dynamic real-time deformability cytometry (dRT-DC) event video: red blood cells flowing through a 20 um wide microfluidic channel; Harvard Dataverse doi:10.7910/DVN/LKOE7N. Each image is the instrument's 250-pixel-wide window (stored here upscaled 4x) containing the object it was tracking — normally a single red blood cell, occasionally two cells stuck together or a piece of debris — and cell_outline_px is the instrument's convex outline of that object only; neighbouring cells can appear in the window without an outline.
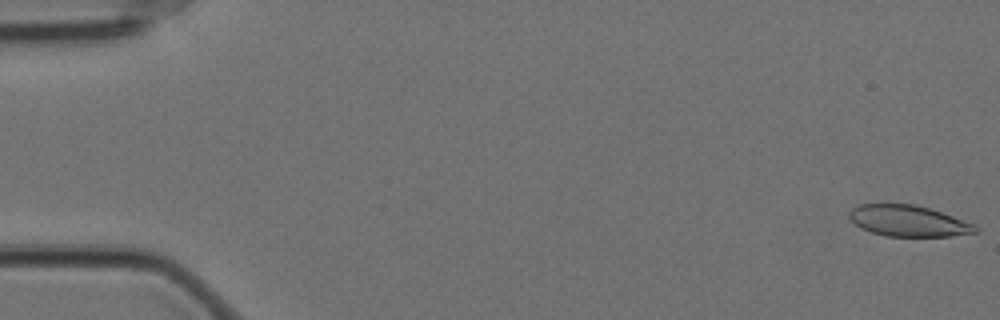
{"species": "Egyptian fruit bat (a non-hibernating species)", "species_latin": "Rousettus aegyptiacus", "temperature_condition": "cold", "stored_images_in_passage": 58, "camera_frame_rate_fps": 3000, "um_per_image_px": 0.085, "animal": {"sex": "female"}, "frame": {"image": 1, "passage_image": 1, "time_ms": 0.0, "image_size_px": [1000, 320], "cell_outline_px": [[980, 232], [952, 236], [884, 236], [860, 228], [848, 216], [848, 212], [852, 208], [860, 204], [884, 200], [912, 204], [928, 208], [976, 224], [980, 228]], "centroid_in_image_um": [77.17, 18.74], "position_along_channel_um": 7.8, "area_um2": 23.64}}
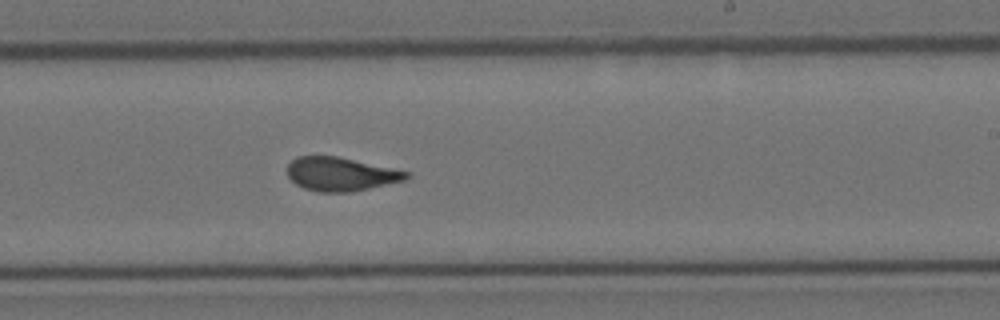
{"frame": {"image": 2, "passage_image": 35, "time_ms": 11.333, "image_size_px": [1000, 320], "cell_outline_px": [[412, 176], [404, 180], [352, 192], [320, 192], [304, 188], [296, 184], [288, 176], [288, 164], [296, 156], [336, 156], [392, 168], [408, 172]], "centroid_in_image_um": [28.95, 14.8], "position_along_channel_um": 260.1, "area_um2": 23.12}}
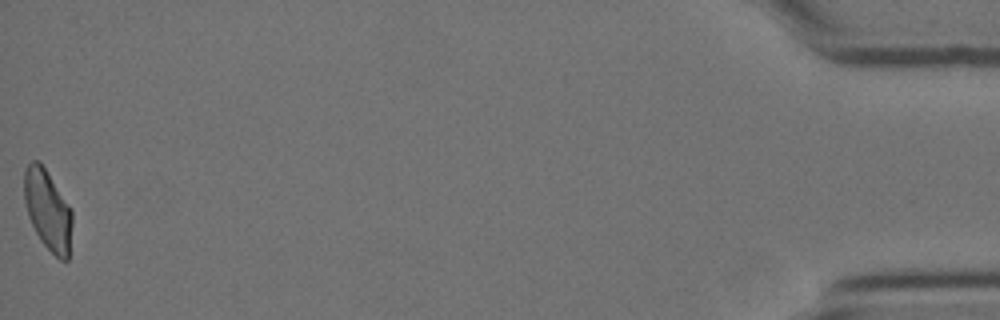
{"frame": {"image": 3, "passage_image": 58, "time_ms": 19.0, "image_size_px": [1000, 320], "cell_outline_px": [[72, 224], [68, 260], [60, 260], [40, 240], [28, 216], [24, 200], [24, 172], [28, 164], [32, 160], [40, 160], [72, 208]], "centroid_in_image_um": [4.07, 17.82], "position_along_channel_um": 431.1, "area_um2": 22.6}, "authors_computed_cell_mechanics": {"area_um2": 23.698, "velocity_mm_per_s": 3.4945, "shape_relaxation_time_tau1_ms": 8.8425, "shape_relaxation_time_tau2_ms": 1.3196, "deformation_change_tau1": 0.2048, "deformation_change_tau2": 0.0841}}